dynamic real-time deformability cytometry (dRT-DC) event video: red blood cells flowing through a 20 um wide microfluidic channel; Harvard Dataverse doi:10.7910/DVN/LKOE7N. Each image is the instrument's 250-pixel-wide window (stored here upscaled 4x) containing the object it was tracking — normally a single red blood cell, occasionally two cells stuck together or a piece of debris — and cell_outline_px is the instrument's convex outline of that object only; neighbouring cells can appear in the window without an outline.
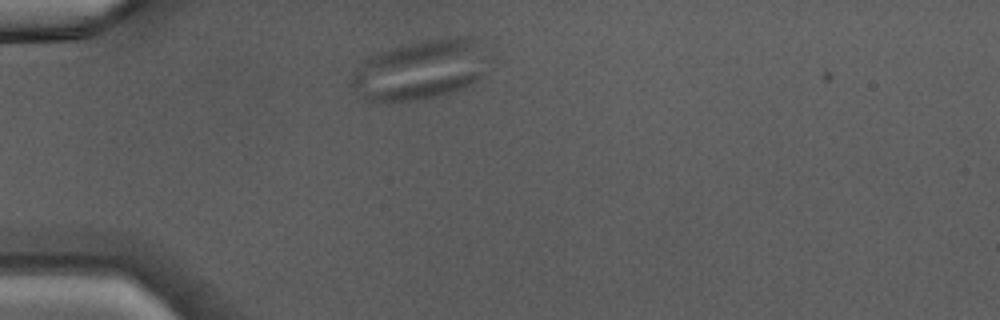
{"species": "Egyptian fruit bat (a non-hibernating species)", "species_latin": "Rousettus aegyptiacus", "temperature_condition": "warm", "stored_images_in_passage": 2, "camera_frame_rate_fps": 3000, "um_per_image_px": 0.085, "animal": {"sex": "male"}, "frame": {"image": 1, "passage_image": 2, "time_ms": 1.333, "image_size_px": [1000, 320], "cell_outline_px": [[488, 72], [464, 88], [432, 96], [412, 100], [380, 104], [364, 100], [356, 92], [348, 80], [376, 52], [440, 36], [472, 40], [488, 56]], "centroid_in_image_um": [35.7, 5.97], "position_along_channel_um": 49.3, "area_um2": 47.16}}